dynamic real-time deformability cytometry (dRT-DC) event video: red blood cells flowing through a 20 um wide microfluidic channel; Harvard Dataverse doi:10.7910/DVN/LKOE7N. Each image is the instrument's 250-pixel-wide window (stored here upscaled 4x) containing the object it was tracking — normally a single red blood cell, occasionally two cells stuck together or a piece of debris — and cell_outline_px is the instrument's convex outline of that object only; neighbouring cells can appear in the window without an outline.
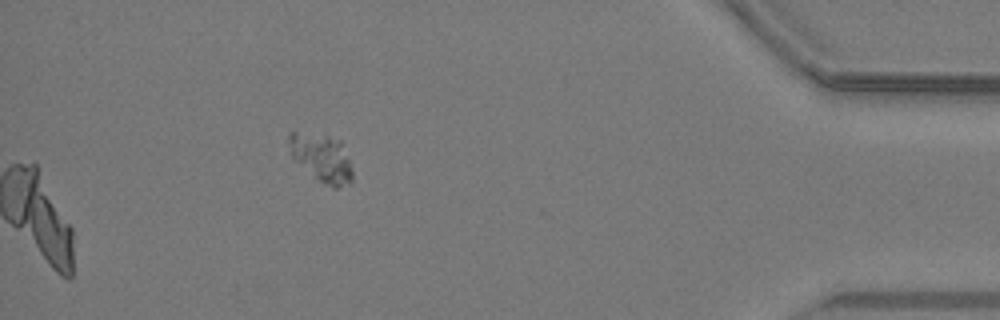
{"species": "common noctule bat (a hibernating species)", "species_latin": "Nyctalus noctula", "temperature_condition": "warm", "stored_images_in_passage": 37, "camera_frame_rate_fps": 3000, "um_per_image_px": 0.085, "animal": {"sex": "male", "body_mass_g": 19.2, "forearm_length_mm": 51.8}, "frame": {"image": 1, "passage_image": 37, "time_ms": 12.0, "image_size_px": [1000, 320], "cell_outline_px": [[352, 184], [340, 188], [332, 188], [324, 184], [296, 160], [288, 152], [288, 132], [324, 132], [340, 140], [352, 168]], "centroid_in_image_um": [27.35, 13.37], "position_along_channel_um": 407.9, "area_um2": 18.15}}